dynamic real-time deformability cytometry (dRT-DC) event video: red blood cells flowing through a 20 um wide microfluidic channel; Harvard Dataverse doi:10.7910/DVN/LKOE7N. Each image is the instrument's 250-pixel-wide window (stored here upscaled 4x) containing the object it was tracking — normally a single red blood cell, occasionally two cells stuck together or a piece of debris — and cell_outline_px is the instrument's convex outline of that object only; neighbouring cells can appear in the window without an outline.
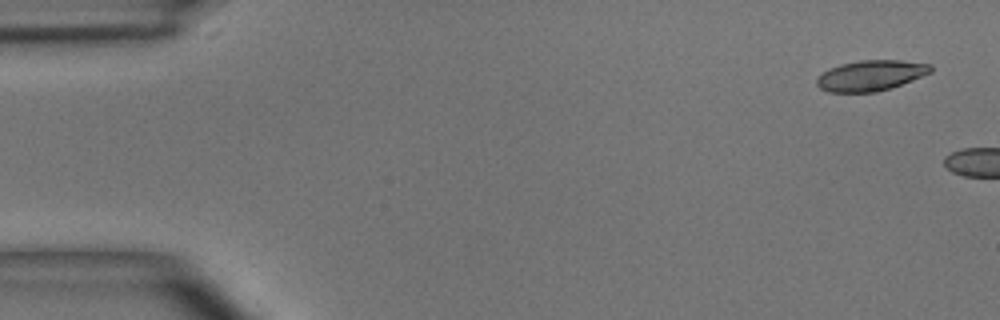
{"species": "common noctule bat (a hibernating species)", "species_latin": "Nyctalus noctula", "temperature_condition": "room temperature", "stored_images_in_passage": 6, "camera_frame_rate_fps": 3000, "um_per_image_px": 0.085, "animal": {"sex": "male", "body_mass_g": 15.6}, "frame": {"image": 1, "passage_image": 1, "time_ms": 0.0, "image_size_px": [1000, 320], "cell_outline_px": [[932, 72], [892, 88], [876, 92], [828, 92], [820, 88], [816, 84], [816, 80], [828, 68], [840, 64], [860, 60], [900, 60], [932, 64]], "centroid_in_image_um": [74.03, 6.41], "position_along_channel_um": 11.0, "area_um2": 20.35}}
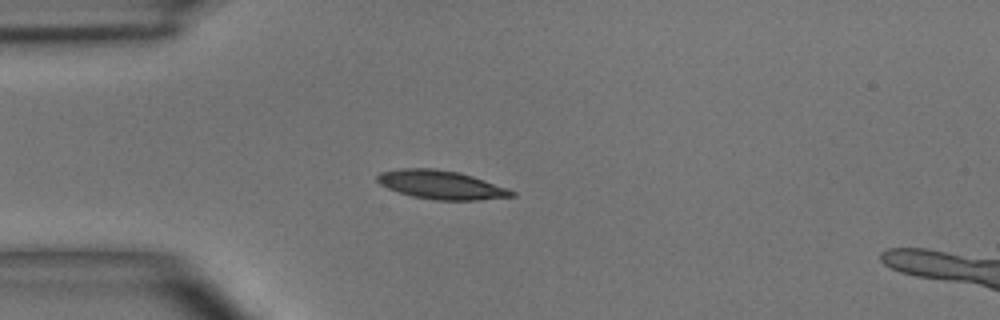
{"frame": {"image": 2, "passage_image": 6, "time_ms": 6.667, "image_size_px": [1000, 320], "cell_outline_px": [[516, 196], [476, 200], [436, 200], [412, 196], [388, 188], [380, 184], [376, 180], [376, 176], [380, 172], [400, 168], [432, 168], [460, 172], [484, 180], [516, 192]], "centroid_in_image_um": [37.47, 15.7], "position_along_channel_um": 47.5, "area_um2": 22.31}}